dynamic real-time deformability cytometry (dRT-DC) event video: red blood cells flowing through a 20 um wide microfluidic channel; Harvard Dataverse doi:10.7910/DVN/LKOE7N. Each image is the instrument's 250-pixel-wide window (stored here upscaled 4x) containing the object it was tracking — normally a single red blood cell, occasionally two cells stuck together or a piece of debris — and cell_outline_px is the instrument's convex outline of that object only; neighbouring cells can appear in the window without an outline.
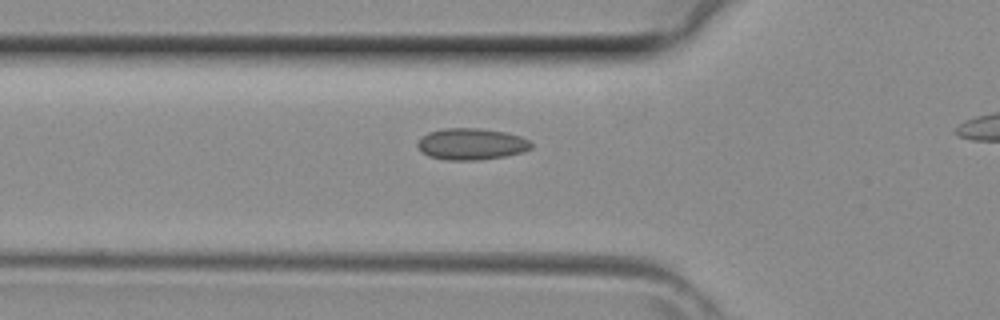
{"species": "common noctule bat (a hibernating species)", "species_latin": "Nyctalus noctula", "temperature_condition": "room temperature", "stored_images_in_passage": 31, "camera_frame_rate_fps": 3000, "um_per_image_px": 0.085, "animal": {"sex": "female", "body_mass_g": 29.2, "forearm_length_mm": 56.3}, "frame": {"image": 1, "passage_image": 11, "time_ms": 3.333, "image_size_px": [1000, 320], "cell_outline_px": [[532, 148], [520, 152], [504, 156], [480, 160], [448, 160], [428, 156], [420, 152], [416, 144], [428, 132], [444, 128], [480, 128], [504, 132], [520, 136], [528, 140], [532, 144]], "centroid_in_image_um": [40.03, 12.24], "position_along_channel_um": 85.8, "area_um2": 20.81}}
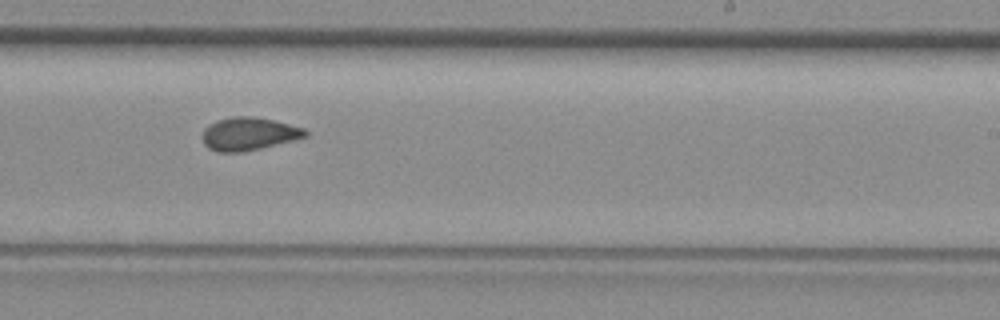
{"frame": {"image": 2, "passage_image": 22, "time_ms": 7.0, "image_size_px": [1000, 320], "cell_outline_px": [[308, 136], [260, 148], [240, 152], [220, 152], [208, 148], [204, 144], [204, 132], [212, 124], [220, 120], [232, 116], [252, 116], [272, 120], [304, 128], [308, 132]], "centroid_in_image_um": [21.18, 11.38], "position_along_channel_um": 267.8, "area_um2": 19.19}}
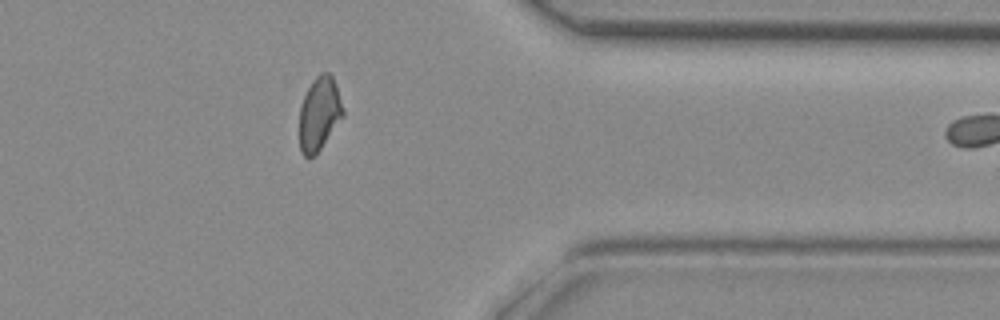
{"frame": {"image": 3, "passage_image": 30, "time_ms": 9.667, "image_size_px": [1000, 320], "cell_outline_px": [[344, 116], [320, 148], [308, 160], [300, 152], [300, 108], [304, 96], [312, 80], [320, 72], [328, 72], [332, 76], [336, 84], [344, 112]], "centroid_in_image_um": [27.14, 9.65], "position_along_channel_um": 384.3, "area_um2": 18.55}}